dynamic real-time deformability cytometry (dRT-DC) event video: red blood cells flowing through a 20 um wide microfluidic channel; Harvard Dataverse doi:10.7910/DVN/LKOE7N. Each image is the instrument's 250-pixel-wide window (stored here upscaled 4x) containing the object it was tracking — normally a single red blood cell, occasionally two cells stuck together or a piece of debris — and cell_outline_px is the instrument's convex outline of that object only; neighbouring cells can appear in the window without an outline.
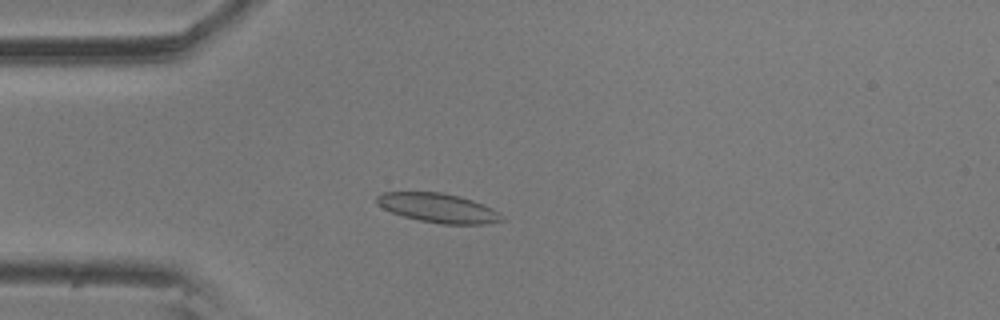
{"species": "common noctule bat (a hibernating species)", "species_latin": "Nyctalus noctula", "temperature_condition": "room temperature", "stored_images_in_passage": 9, "camera_frame_rate_fps": 3000, "um_per_image_px": 0.085, "animal": {"sex": "male", "body_mass_g": 20.5, "forearm_length_mm": 52.5}, "frame": {"image": 1, "passage_image": 6, "time_ms": 1.667, "image_size_px": [1000, 320], "cell_outline_px": [[504, 220], [484, 224], [440, 224], [420, 220], [404, 216], [392, 212], [376, 204], [376, 196], [380, 192], [440, 192], [460, 196], [484, 204], [500, 212], [504, 216]], "centroid_in_image_um": [37.26, 17.67], "position_along_channel_um": 47.7, "area_um2": 21.39}}